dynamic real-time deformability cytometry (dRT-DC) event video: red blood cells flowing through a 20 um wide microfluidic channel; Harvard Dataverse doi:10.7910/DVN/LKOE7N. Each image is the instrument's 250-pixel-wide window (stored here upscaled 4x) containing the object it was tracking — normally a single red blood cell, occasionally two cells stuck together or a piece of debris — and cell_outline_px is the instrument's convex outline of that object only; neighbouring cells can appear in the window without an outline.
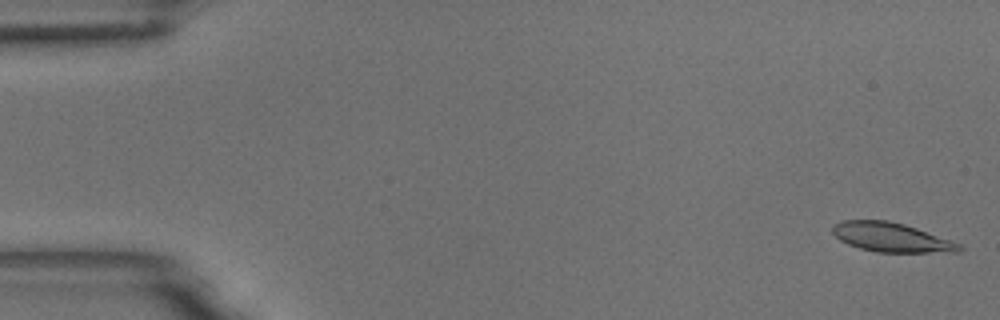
{"species": "common noctule bat (a hibernating species)", "species_latin": "Nyctalus noctula", "temperature_condition": "room temperature", "stored_images_in_passage": 7, "camera_frame_rate_fps": 3000, "um_per_image_px": 0.085, "animal": {"sex": "male", "body_mass_g": 18.8}, "frame": {"image": 1, "passage_image": 1, "time_ms": 0.0, "image_size_px": [1000, 320], "cell_outline_px": [[964, 248], [960, 252], [876, 252], [860, 248], [848, 244], [840, 240], [832, 232], [832, 224], [840, 220], [888, 220], [904, 224], [916, 228], [960, 244]], "centroid_in_image_um": [75.72, 20.17], "position_along_channel_um": 9.3, "area_um2": 21.5}}
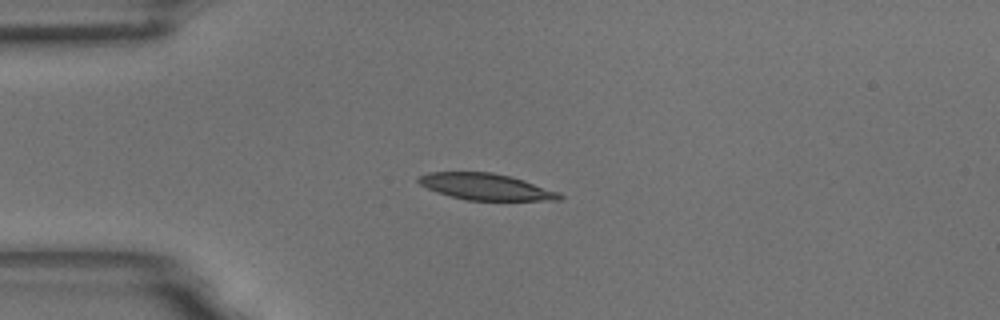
{"frame": {"image": 2, "passage_image": 4, "time_ms": 1.0, "image_size_px": [1000, 320], "cell_outline_px": [[564, 196], [560, 200], [468, 200], [436, 192], [420, 184], [416, 180], [420, 176], [428, 172], [492, 172], [524, 180], [560, 192]], "centroid_in_image_um": [41.31, 15.87], "position_along_channel_um": 43.7, "area_um2": 21.56}}